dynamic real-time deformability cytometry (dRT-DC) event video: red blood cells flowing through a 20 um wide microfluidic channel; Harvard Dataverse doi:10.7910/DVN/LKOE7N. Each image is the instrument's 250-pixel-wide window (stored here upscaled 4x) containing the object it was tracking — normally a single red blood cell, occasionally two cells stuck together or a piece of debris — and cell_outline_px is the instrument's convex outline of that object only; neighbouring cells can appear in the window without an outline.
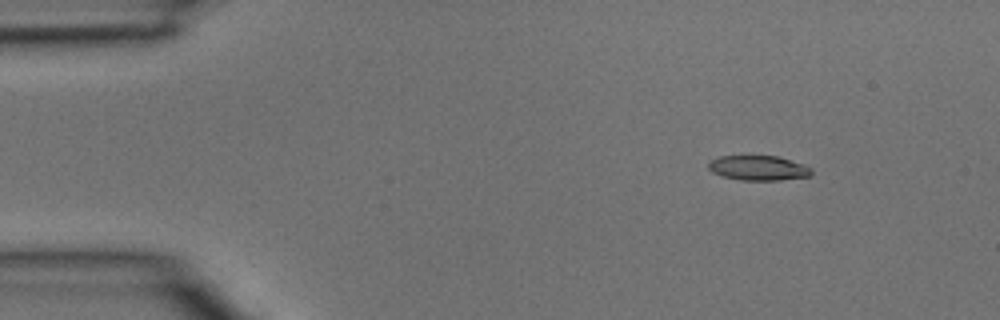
{"species": "common noctule bat (a hibernating species)", "species_latin": "Nyctalus noctula", "temperature_condition": "room temperature", "stored_images_in_passage": 3, "camera_frame_rate_fps": 3000, "um_per_image_px": 0.085, "animal": {"sex": "male", "body_mass_g": 15.6}, "frame": {"image": 1, "passage_image": 1, "time_ms": 0.0, "image_size_px": [1000, 320], "cell_outline_px": [[812, 176], [780, 180], [740, 180], [724, 176], [712, 172], [708, 168], [708, 164], [712, 160], [720, 156], [776, 156], [804, 164], [812, 168]], "centroid_in_image_um": [64.5, 14.28], "position_along_channel_um": 20.5, "area_um2": 14.85}}
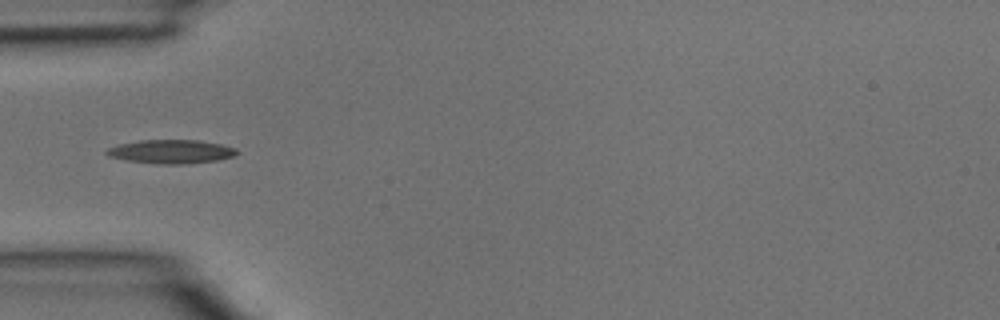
{"frame": {"image": 2, "passage_image": 3, "time_ms": 0.667, "image_size_px": [1000, 320], "cell_outline_px": [[240, 152], [232, 156], [216, 160], [184, 164], [160, 164], [128, 160], [108, 156], [104, 152], [108, 148], [120, 144], [140, 140], [200, 140], [220, 144], [236, 148]], "centroid_in_image_um": [14.55, 12.88], "position_along_channel_um": 70.5, "area_um2": 17.86}}